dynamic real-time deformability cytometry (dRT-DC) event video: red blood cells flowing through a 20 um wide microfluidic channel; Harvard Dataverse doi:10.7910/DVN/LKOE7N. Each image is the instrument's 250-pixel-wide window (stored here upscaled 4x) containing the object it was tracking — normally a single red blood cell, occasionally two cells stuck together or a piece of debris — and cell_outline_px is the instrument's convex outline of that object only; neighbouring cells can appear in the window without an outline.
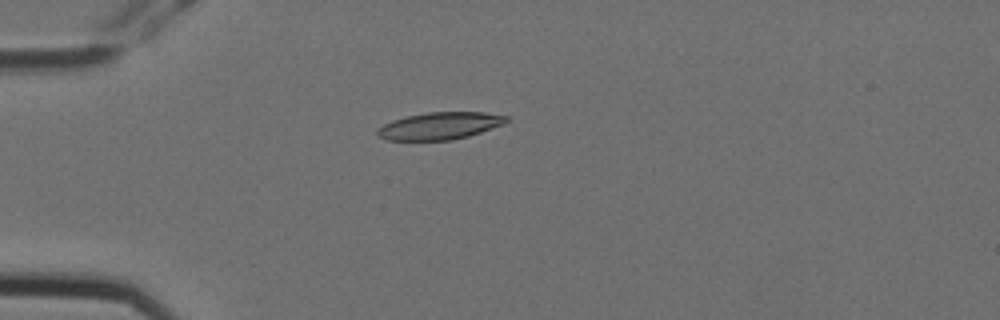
{"species": "Egyptian fruit bat (a non-hibernating species)", "species_latin": "Rousettus aegyptiacus", "temperature_condition": "cold", "stored_images_in_passage": 7, "camera_frame_rate_fps": 3000, "um_per_image_px": 0.085, "animal": {"sex": "female"}, "frame": {"image": 1, "passage_image": 4, "time_ms": 1.0, "image_size_px": [1000, 320], "cell_outline_px": [[508, 120], [504, 124], [468, 136], [452, 140], [384, 140], [376, 136], [376, 132], [384, 124], [392, 120], [404, 116], [428, 112], [484, 112], [508, 116]], "centroid_in_image_um": [37.35, 10.69], "position_along_channel_um": 47.6, "area_um2": 20.52}}
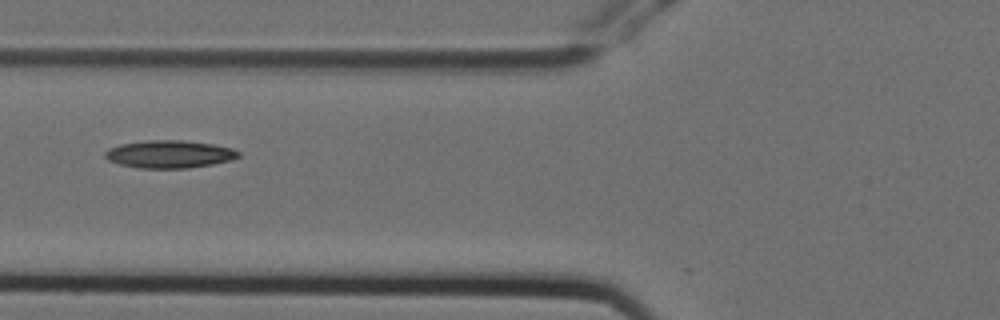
{"frame": {"image": 2, "passage_image": 6, "time_ms": 1.667, "image_size_px": [1000, 320], "cell_outline_px": [[240, 156], [232, 160], [212, 164], [188, 168], [136, 168], [120, 164], [108, 160], [104, 156], [104, 152], [108, 148], [120, 144], [148, 140], [180, 140], [212, 144], [232, 148], [240, 152]], "centroid_in_image_um": [14.38, 13.1], "position_along_channel_um": 111.4, "area_um2": 21.56}}
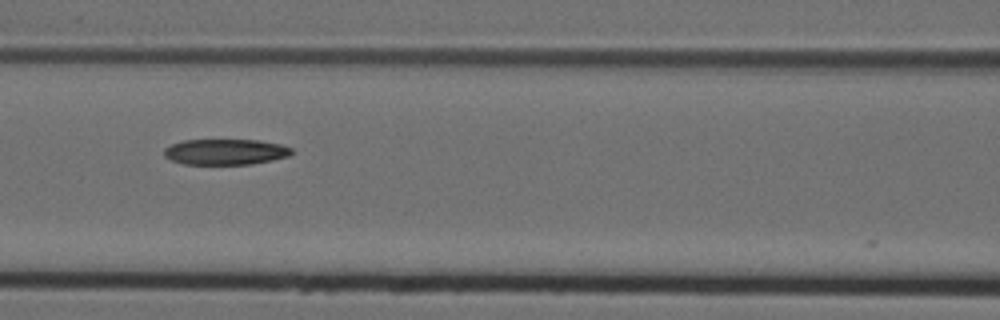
{"frame": {"image": 3, "passage_image": 7, "time_ms": 2.0, "image_size_px": [1000, 320], "cell_outline_px": [[292, 152], [288, 156], [272, 160], [252, 164], [184, 164], [172, 160], [164, 156], [164, 148], [172, 144], [184, 140], [260, 140], [280, 144], [292, 148]], "centroid_in_image_um": [19.16, 12.9], "position_along_channel_um": 147.4, "area_um2": 19.07}}